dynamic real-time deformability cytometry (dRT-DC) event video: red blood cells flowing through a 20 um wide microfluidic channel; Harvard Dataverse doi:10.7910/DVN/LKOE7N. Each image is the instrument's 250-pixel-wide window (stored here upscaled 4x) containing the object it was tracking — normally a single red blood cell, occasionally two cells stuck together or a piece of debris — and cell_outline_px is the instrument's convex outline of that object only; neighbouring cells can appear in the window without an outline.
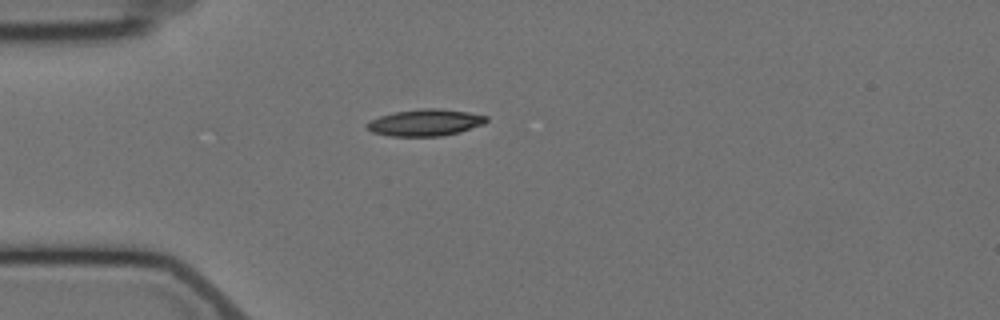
{"species": "Egyptian fruit bat (a non-hibernating species)", "species_latin": "Rousettus aegyptiacus", "temperature_condition": "cold", "stored_images_in_passage": 4, "camera_frame_rate_fps": 3000, "um_per_image_px": 0.085, "animal": {"sex": "female"}, "frame": {"image": 1, "passage_image": 4, "time_ms": 3.667, "image_size_px": [1000, 320], "cell_outline_px": [[488, 120], [484, 124], [460, 132], [440, 136], [392, 136], [372, 132], [364, 124], [380, 116], [396, 112], [424, 108], [440, 108], [468, 112], [488, 116]], "centroid_in_image_um": [36.18, 10.42], "position_along_channel_um": 48.8, "area_um2": 18.5}}